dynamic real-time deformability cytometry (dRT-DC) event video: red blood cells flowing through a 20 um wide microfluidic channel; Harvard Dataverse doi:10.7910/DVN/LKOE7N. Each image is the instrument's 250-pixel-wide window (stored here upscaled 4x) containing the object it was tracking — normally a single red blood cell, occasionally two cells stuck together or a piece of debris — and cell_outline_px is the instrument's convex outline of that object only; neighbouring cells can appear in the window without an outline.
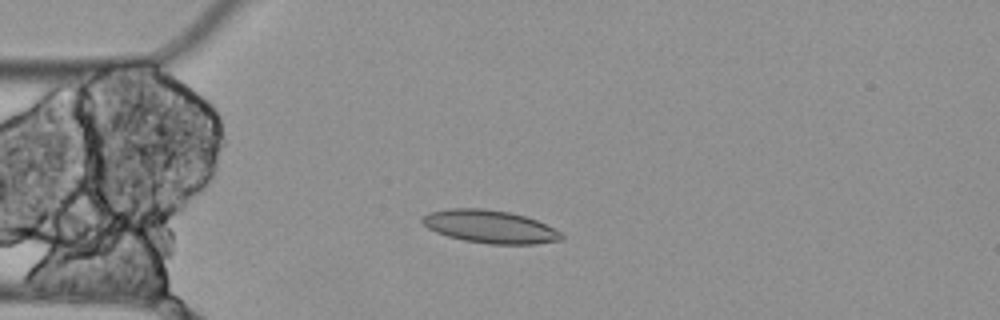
{"species": "Egyptian fruit bat (a non-hibernating species)", "species_latin": "Rousettus aegyptiacus", "temperature_condition": "cold", "stored_images_in_passage": 12, "camera_frame_rate_fps": 3000, "um_per_image_px": 0.085, "animal": {"sex": "female"}, "frame": {"image": 1, "passage_image": 1, "time_ms": 0.0, "image_size_px": [1000, 320], "cell_outline_px": [[564, 240], [536, 244], [488, 244], [464, 240], [448, 236], [436, 232], [428, 228], [420, 220], [428, 212], [448, 208], [480, 208], [508, 212], [524, 216], [536, 220], [560, 232], [564, 236]], "centroid_in_image_um": [41.63, 19.27], "position_along_channel_um": 43.4, "area_um2": 26.59}}
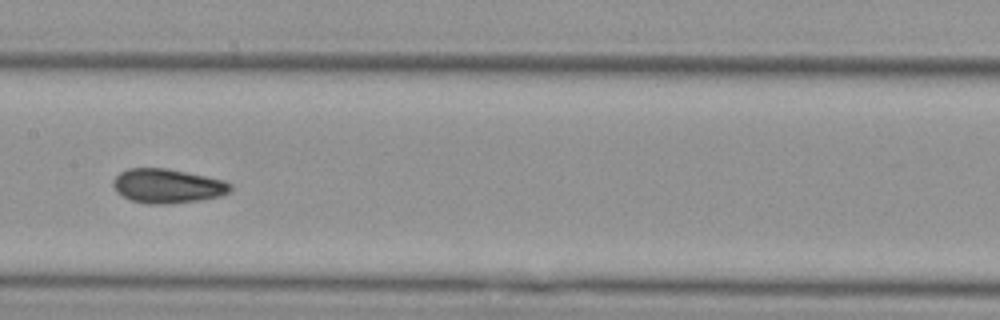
{"frame": {"image": 2, "passage_image": 5, "time_ms": 1.333, "image_size_px": [1000, 320], "cell_outline_px": [[232, 188], [228, 192], [220, 196], [200, 200], [168, 204], [148, 204], [132, 200], [116, 192], [112, 184], [112, 180], [120, 172], [128, 168], [168, 168], [224, 180], [232, 184]], "centroid_in_image_um": [14.22, 15.8], "position_along_channel_um": 193.2, "area_um2": 23.47}}
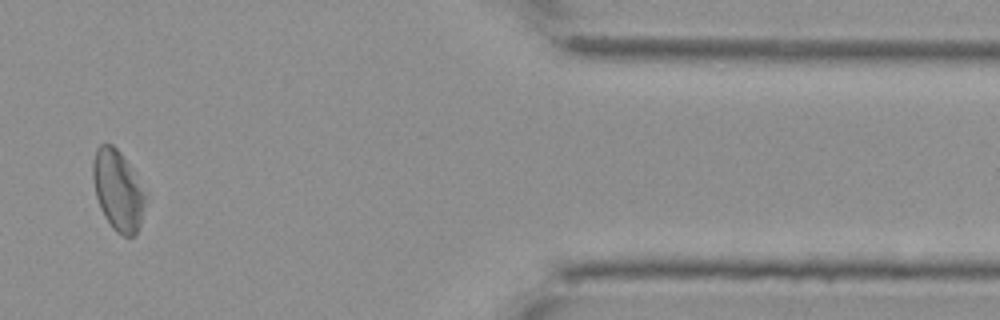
{"frame": {"image": 3, "passage_image": 10, "time_ms": 3.0, "image_size_px": [1000, 320], "cell_outline_px": [[144, 204], [140, 224], [136, 236], [124, 236], [116, 232], [112, 228], [104, 216], [100, 208], [96, 196], [92, 176], [92, 160], [96, 148], [100, 144], [112, 144], [120, 152], [128, 164], [144, 192]], "centroid_in_image_um": [9.97, 16.19], "position_along_channel_um": 401.4, "area_um2": 24.22}}